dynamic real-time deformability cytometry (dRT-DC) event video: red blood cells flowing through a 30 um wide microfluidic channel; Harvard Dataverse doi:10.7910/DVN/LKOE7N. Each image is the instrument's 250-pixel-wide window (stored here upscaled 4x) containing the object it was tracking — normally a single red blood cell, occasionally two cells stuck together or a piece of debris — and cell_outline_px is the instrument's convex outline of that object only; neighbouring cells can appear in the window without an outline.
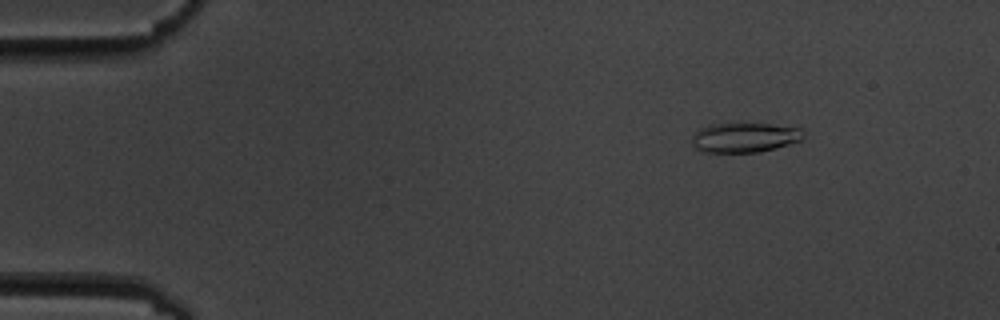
{"species": "common noctule bat (a hibernating species)", "species_latin": "Nyctalus noctula", "temperature_condition": "cold", "stored_images_in_passage": 5, "camera_frame_rate_fps": 3000, "um_per_image_px": 0.085, "animal": {"sex": "male", "body_mass_g": 19.5, "forearm_length_mm": 54.6}, "frame": {"image": 1, "passage_image": 3, "time_ms": 2.0, "image_size_px": [1000, 320], "cell_outline_px": [[804, 136], [800, 140], [776, 148], [760, 152], [704, 152], [696, 148], [692, 144], [692, 136], [700, 128], [712, 124], [744, 120], [800, 128]], "centroid_in_image_um": [63.27, 11.64], "position_along_channel_um": 21.7, "area_um2": 19.94}}